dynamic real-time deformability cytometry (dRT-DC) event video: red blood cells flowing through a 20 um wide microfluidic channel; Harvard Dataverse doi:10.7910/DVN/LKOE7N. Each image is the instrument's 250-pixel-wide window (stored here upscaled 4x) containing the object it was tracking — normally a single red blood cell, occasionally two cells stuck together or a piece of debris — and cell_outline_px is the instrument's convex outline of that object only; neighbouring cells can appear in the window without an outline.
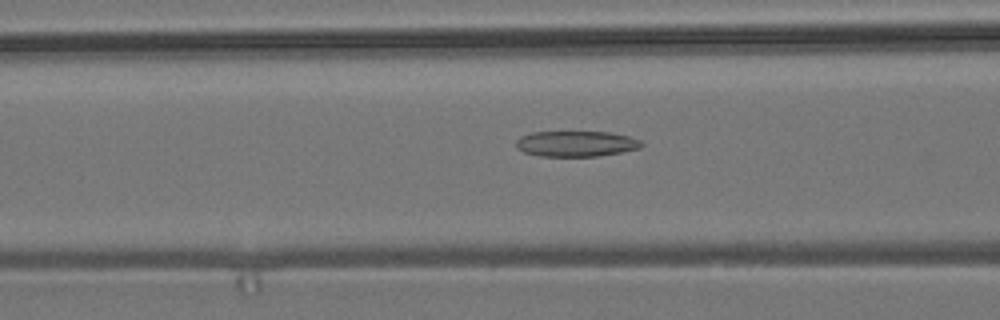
{"species": "common noctule bat (a hibernating species)", "species_latin": "Nyctalus noctula", "temperature_condition": "room temperature", "stored_images_in_passage": 17, "camera_frame_rate_fps": 3000, "um_per_image_px": 0.085, "animal": {"sex": "male", "body_mass_g": 19.2, "forearm_length_mm": 51.8}, "frame": {"image": 1, "passage_image": 5, "time_ms": 1.333, "image_size_px": [1000, 320], "cell_outline_px": [[644, 144], [640, 148], [600, 156], [540, 156], [524, 152], [516, 148], [516, 140], [520, 136], [532, 132], [608, 132], [628, 136], [640, 140]], "centroid_in_image_um": [48.95, 12.22], "position_along_channel_um": 117.6, "area_um2": 18.73}}
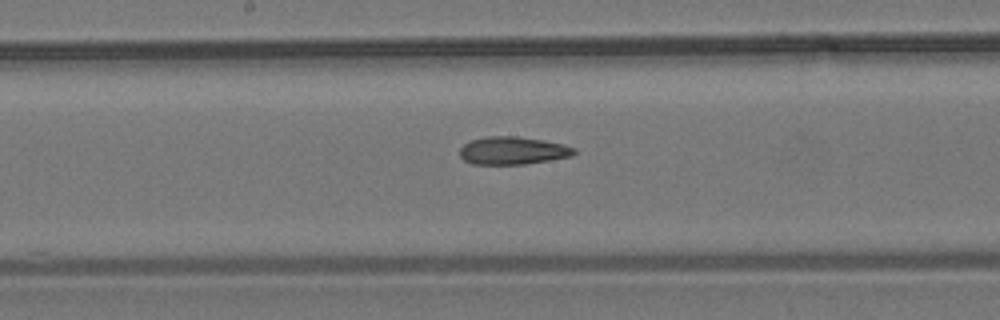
{"frame": {"image": 2, "passage_image": 12, "time_ms": 3.667, "image_size_px": [1000, 320], "cell_outline_px": [[576, 152], [572, 156], [524, 164], [472, 164], [464, 160], [460, 156], [460, 148], [464, 144], [472, 140], [484, 136], [516, 136], [544, 140], [564, 144], [576, 148]], "centroid_in_image_um": [43.59, 12.79], "position_along_channel_um": 204.6, "area_um2": 18.55}}
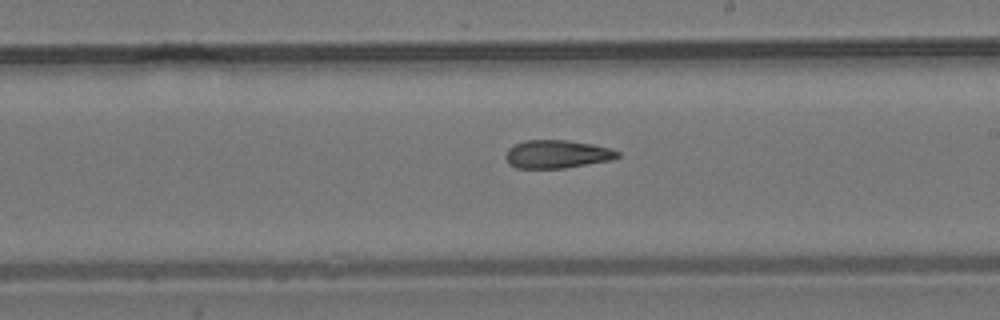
{"frame": {"image": 3, "passage_image": 15, "time_ms": 4.667, "image_size_px": [1000, 320], "cell_outline_px": [[620, 156], [612, 160], [564, 168], [516, 168], [508, 164], [504, 156], [508, 148], [524, 140], [568, 140], [592, 144], [608, 148], [620, 152]], "centroid_in_image_um": [47.32, 13.1], "position_along_channel_um": 241.7, "area_um2": 18.44}}